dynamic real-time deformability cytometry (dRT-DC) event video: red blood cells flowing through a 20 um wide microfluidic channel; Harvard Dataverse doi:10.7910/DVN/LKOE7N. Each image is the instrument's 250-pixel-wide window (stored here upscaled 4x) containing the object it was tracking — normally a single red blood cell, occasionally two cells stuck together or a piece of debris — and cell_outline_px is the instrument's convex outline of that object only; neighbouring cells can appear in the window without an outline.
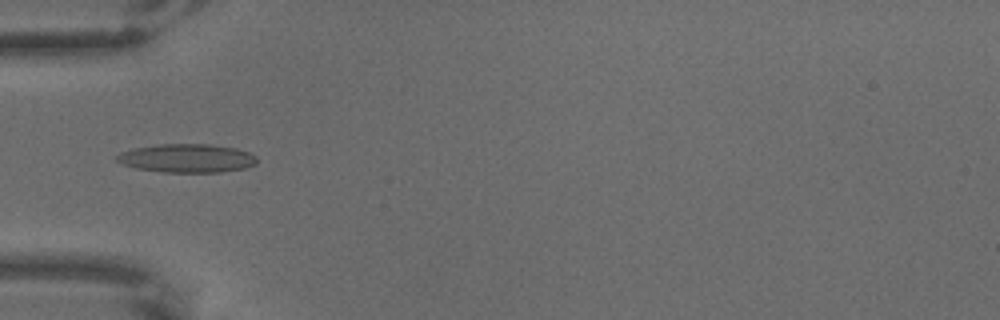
{"species": "common noctule bat (a hibernating species)", "species_latin": "Nyctalus noctula", "temperature_condition": "warm", "stored_images_in_passage": 10, "camera_frame_rate_fps": 3000, "um_per_image_px": 0.085, "animal": {"sex": "male", "body_mass_g": 18.8}, "frame": {"image": 1, "passage_image": 7, "time_ms": 2.0, "image_size_px": [1000, 320], "cell_outline_px": [[256, 164], [244, 168], [220, 172], [160, 172], [136, 168], [124, 164], [116, 160], [112, 156], [120, 152], [132, 148], [156, 144], [208, 144], [236, 148], [248, 152], [256, 156]], "centroid_in_image_um": [15.83, 13.44], "position_along_channel_um": 69.2, "area_um2": 23.47}}
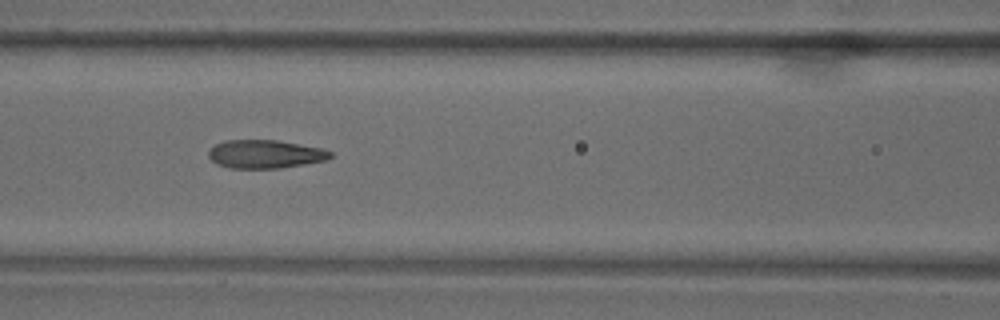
{"frame": {"image": 2, "passage_image": 9, "time_ms": 2.667, "image_size_px": [1000, 320], "cell_outline_px": [[332, 156], [324, 160], [304, 164], [280, 168], [228, 168], [216, 164], [208, 156], [208, 152], [216, 144], [224, 140], [276, 140], [320, 148], [332, 152]], "centroid_in_image_um": [22.49, 13.1], "position_along_channel_um": 144.1, "area_um2": 19.94}}
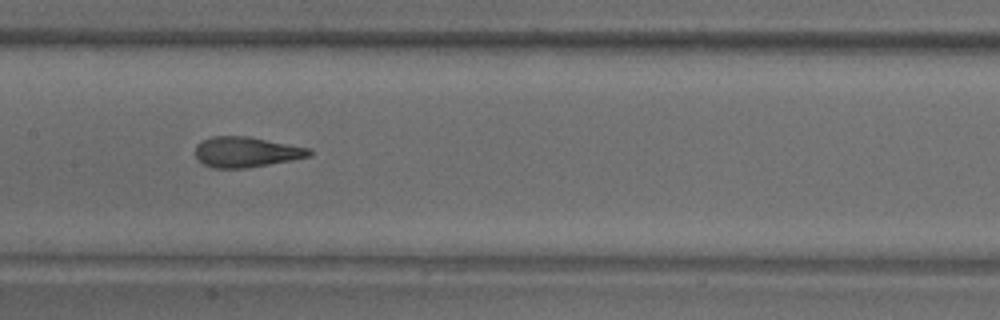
{"frame": {"image": 3, "passage_image": 10, "time_ms": 3.0, "image_size_px": [1000, 320], "cell_outline_px": [[312, 156], [292, 160], [248, 168], [212, 168], [196, 160], [196, 144], [200, 140], [212, 136], [248, 136], [312, 148]], "centroid_in_image_um": [20.93, 12.92], "position_along_channel_um": 186.5, "area_um2": 20.52}}